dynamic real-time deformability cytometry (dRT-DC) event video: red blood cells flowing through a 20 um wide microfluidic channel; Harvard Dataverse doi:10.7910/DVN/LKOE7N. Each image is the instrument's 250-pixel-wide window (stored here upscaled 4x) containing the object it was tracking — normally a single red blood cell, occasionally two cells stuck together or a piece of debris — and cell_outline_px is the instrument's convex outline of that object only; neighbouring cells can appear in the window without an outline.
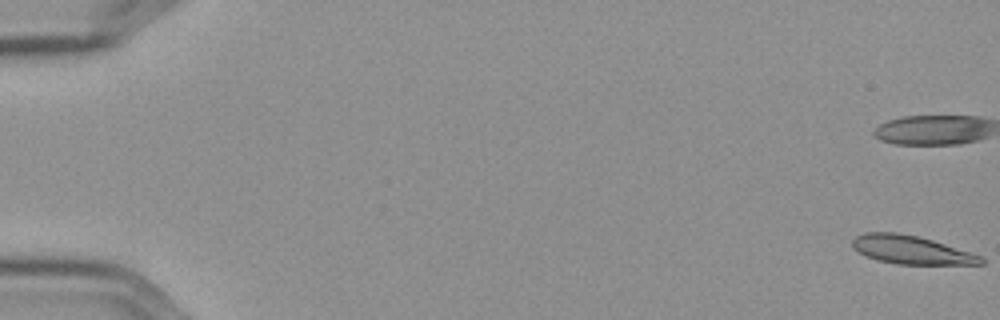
{"species": "Egyptian fruit bat (a non-hibernating species)", "species_latin": "Rousettus aegyptiacus", "temperature_condition": "cold", "stored_images_in_passage": 58, "camera_frame_rate_fps": 3000, "um_per_image_px": 0.085, "frame": {"image": 1, "passage_image": 1, "time_ms": 0.0, "image_size_px": [1000, 320], "cell_outline_px": [[984, 264], [896, 264], [876, 260], [852, 248], [852, 240], [856, 236], [864, 232], [896, 232], [916, 236], [932, 240], [972, 252], [984, 256]], "centroid_in_image_um": [77.47, 21.24], "position_along_channel_um": 7.5, "area_um2": 21.27}}